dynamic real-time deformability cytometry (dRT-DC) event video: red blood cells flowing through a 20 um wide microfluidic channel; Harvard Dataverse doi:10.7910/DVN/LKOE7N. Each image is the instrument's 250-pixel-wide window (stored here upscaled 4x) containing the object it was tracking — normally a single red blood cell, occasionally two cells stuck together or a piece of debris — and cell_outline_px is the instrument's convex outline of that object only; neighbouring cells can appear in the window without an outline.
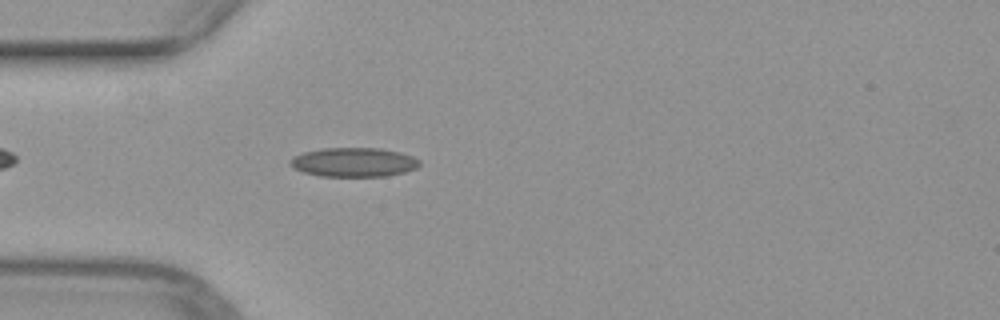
{"species": "common noctule bat (a hibernating species)", "species_latin": "Nyctalus noctula", "temperature_condition": "warm", "stored_images_in_passage": 39, "camera_frame_rate_fps": 3000, "um_per_image_px": 0.085, "animal": {"sex": "female", "body_mass_g": 29.2, "forearm_length_mm": 56.3}, "frame": {"image": 1, "passage_image": 5, "time_ms": 1.333, "image_size_px": [1000, 320], "cell_outline_px": [[420, 164], [416, 168], [404, 172], [384, 176], [320, 176], [304, 172], [288, 164], [288, 160], [292, 156], [304, 152], [324, 148], [380, 148], [400, 152], [412, 156], [420, 160]], "centroid_in_image_um": [30.05, 13.78], "position_along_channel_um": 54.9, "area_um2": 21.96}}
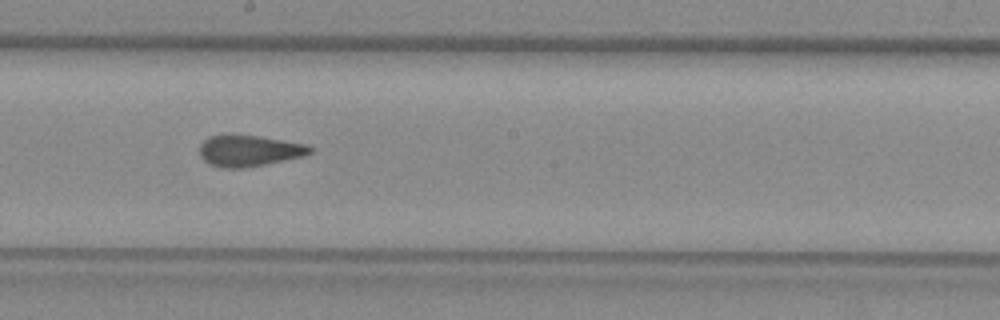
{"frame": {"image": 2, "passage_image": 18, "time_ms": 5.667, "image_size_px": [1000, 320], "cell_outline_px": [[312, 152], [304, 156], [264, 164], [240, 168], [224, 168], [208, 164], [200, 156], [200, 144], [208, 136], [224, 132], [232, 132], [260, 136], [308, 144], [312, 148]], "centroid_in_image_um": [21.12, 12.76], "position_along_channel_um": 227.1, "area_um2": 20.69}}
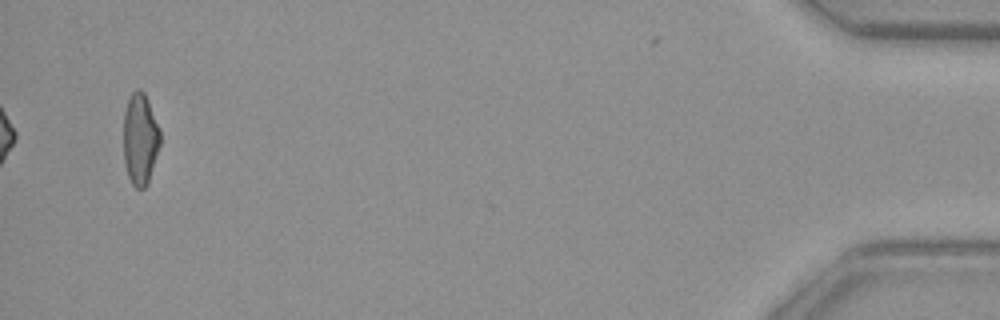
{"frame": {"image": 3, "passage_image": 39, "time_ms": 12.667, "image_size_px": [1000, 320], "cell_outline_px": [[160, 144], [148, 184], [144, 188], [136, 188], [132, 184], [128, 176], [124, 164], [124, 112], [128, 100], [132, 92], [136, 88], [140, 88], [144, 92], [148, 100], [160, 132]], "centroid_in_image_um": [11.9, 11.82], "position_along_channel_um": 423.3, "area_um2": 19.54}}